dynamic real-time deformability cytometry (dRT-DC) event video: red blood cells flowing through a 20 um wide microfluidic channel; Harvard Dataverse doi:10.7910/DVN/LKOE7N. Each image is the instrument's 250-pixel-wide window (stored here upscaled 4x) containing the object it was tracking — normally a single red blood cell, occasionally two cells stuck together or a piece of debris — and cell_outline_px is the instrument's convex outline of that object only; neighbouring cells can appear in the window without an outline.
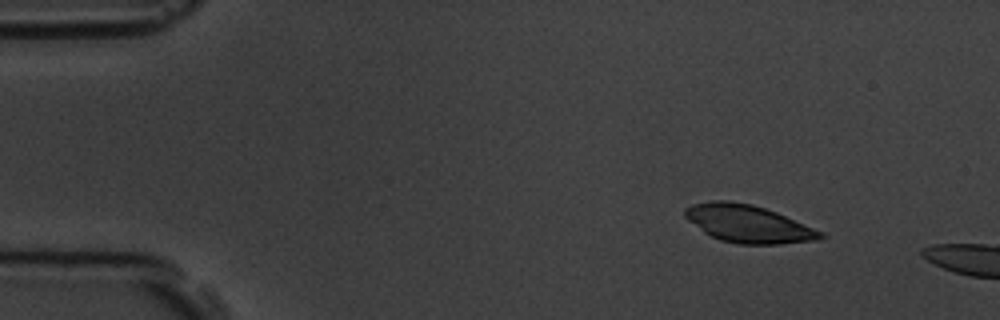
{"species": "common noctule bat (a hibernating species)", "species_latin": "Nyctalus noctula", "temperature_condition": "room temperature", "stored_images_in_passage": 4, "camera_frame_rate_fps": 3000, "um_per_image_px": 0.085, "animal": {"sex": "male", "body_mass_g": 19.5, "forearm_length_mm": 54.6}, "frame": {"image": 1, "passage_image": 1, "time_ms": 0.0, "image_size_px": [1000, 320], "cell_outline_px": [[828, 236], [816, 240], [780, 244], [740, 244], [720, 240], [704, 232], [688, 220], [684, 216], [684, 208], [692, 204], [712, 200], [728, 200], [752, 204], [776, 212], [824, 232]], "centroid_in_image_um": [63.6, 19.02], "position_along_channel_um": 21.4, "area_um2": 29.71}}